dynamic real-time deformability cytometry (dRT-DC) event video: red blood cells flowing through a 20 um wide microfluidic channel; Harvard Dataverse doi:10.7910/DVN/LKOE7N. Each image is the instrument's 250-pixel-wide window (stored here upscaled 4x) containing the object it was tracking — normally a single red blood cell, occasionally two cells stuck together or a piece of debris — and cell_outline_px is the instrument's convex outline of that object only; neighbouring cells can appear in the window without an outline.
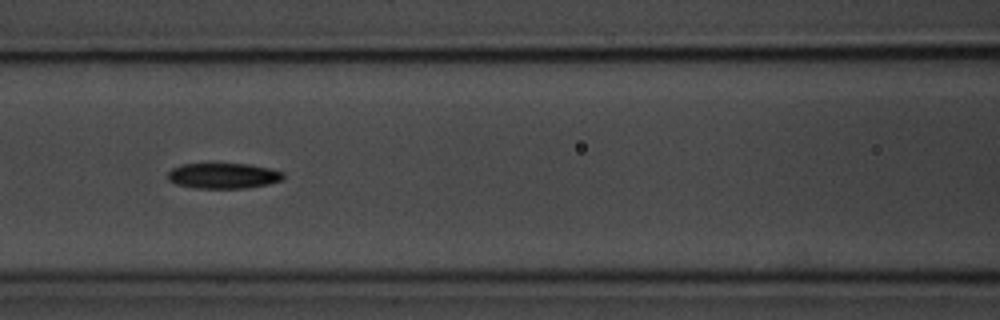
{"species": "common noctule bat (a hibernating species)", "species_latin": "Nyctalus noctula", "temperature_condition": "room temperature", "stored_images_in_passage": 10, "camera_frame_rate_fps": 3000, "um_per_image_px": 0.085, "animal": {"sex": "male", "body_mass_g": 20.1, "forearm_length_mm": 53.5}, "frame": {"image": 1, "passage_image": 6, "time_ms": 6.667, "image_size_px": [1000, 320], "cell_outline_px": [[284, 180], [268, 184], [244, 188], [196, 188], [176, 184], [168, 180], [168, 172], [172, 168], [180, 164], [248, 164], [268, 168], [284, 172]], "centroid_in_image_um": [18.98, 14.94], "position_along_channel_um": 147.6, "area_um2": 17.17}}
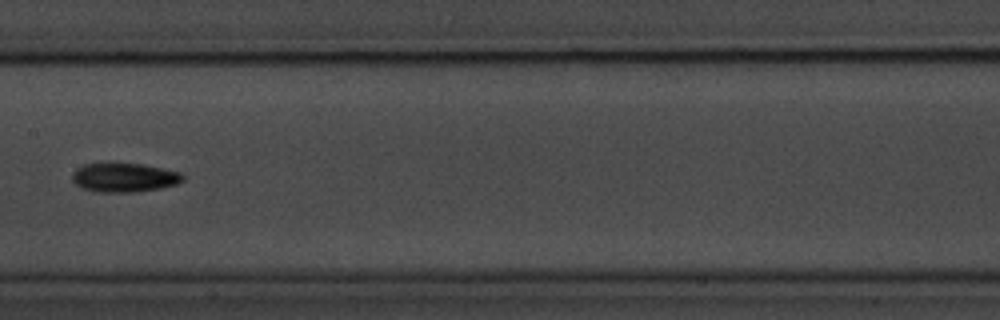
{"frame": {"image": 2, "passage_image": 7, "time_ms": 8.0, "image_size_px": [1000, 320], "cell_outline_px": [[184, 180], [176, 184], [160, 188], [132, 192], [96, 192], [80, 188], [72, 180], [72, 172], [76, 168], [84, 164], [140, 164], [180, 172], [184, 176]], "centroid_in_image_um": [10.52, 15.1], "position_along_channel_um": 196.9, "area_um2": 18.55}}